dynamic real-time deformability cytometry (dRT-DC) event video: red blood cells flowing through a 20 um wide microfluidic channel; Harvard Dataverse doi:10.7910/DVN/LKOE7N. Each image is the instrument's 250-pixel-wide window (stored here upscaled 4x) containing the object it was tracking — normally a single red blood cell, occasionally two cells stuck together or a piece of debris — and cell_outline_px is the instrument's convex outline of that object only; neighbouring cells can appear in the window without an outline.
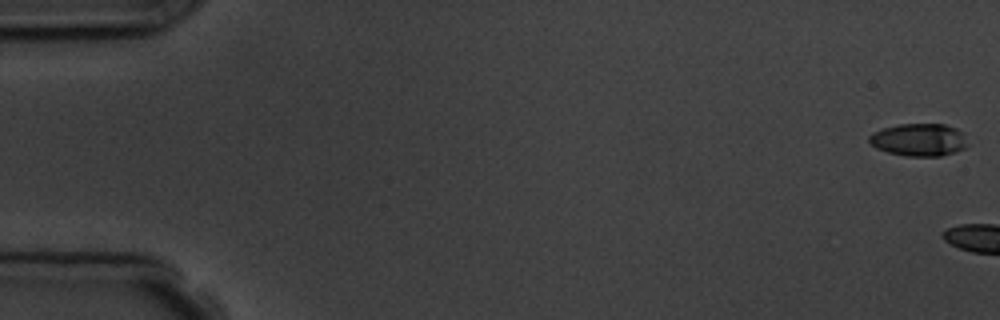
{"species": "common noctule bat (a hibernating species)", "species_latin": "Nyctalus noctula", "temperature_condition": "room temperature", "stored_images_in_passage": 7, "segment_of_instrument_passage": [1, 2], "camera_frame_rate_fps": 3000, "um_per_image_px": 0.085, "animal": {"sex": "male", "body_mass_g": 19.5, "forearm_length_mm": 54.6}, "frame": {"image": 1, "passage_image": 1, "time_ms": 0.0, "image_size_px": [1000, 320], "cell_outline_px": [[964, 148], [956, 152], [940, 156], [908, 156], [888, 152], [876, 148], [868, 140], [868, 136], [872, 132], [884, 128], [900, 124], [944, 124], [956, 128], [964, 132]], "centroid_in_image_um": [78.09, 11.88], "position_along_channel_um": 6.9, "area_um2": 18.55}}
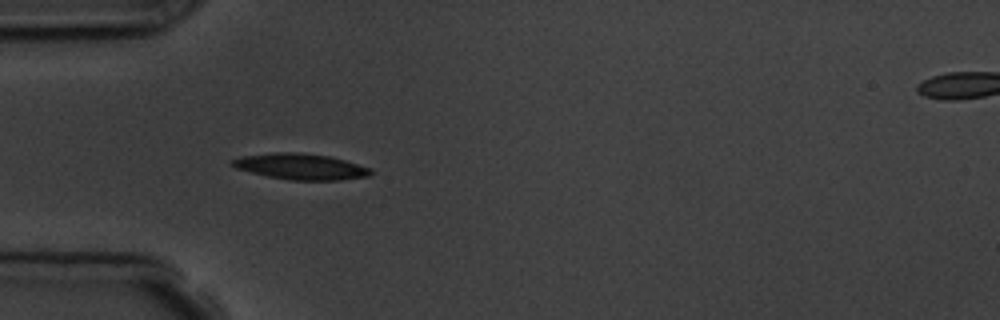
{"frame": {"image": 2, "passage_image": 6, "time_ms": 6.667, "image_size_px": [1000, 320], "cell_outline_px": [[372, 172], [368, 176], [336, 180], [288, 180], [268, 176], [236, 168], [228, 164], [228, 160], [244, 156], [272, 152], [300, 152], [328, 156], [344, 160], [372, 168]], "centroid_in_image_um": [25.52, 14.15], "position_along_channel_um": 59.5, "area_um2": 20.92}}